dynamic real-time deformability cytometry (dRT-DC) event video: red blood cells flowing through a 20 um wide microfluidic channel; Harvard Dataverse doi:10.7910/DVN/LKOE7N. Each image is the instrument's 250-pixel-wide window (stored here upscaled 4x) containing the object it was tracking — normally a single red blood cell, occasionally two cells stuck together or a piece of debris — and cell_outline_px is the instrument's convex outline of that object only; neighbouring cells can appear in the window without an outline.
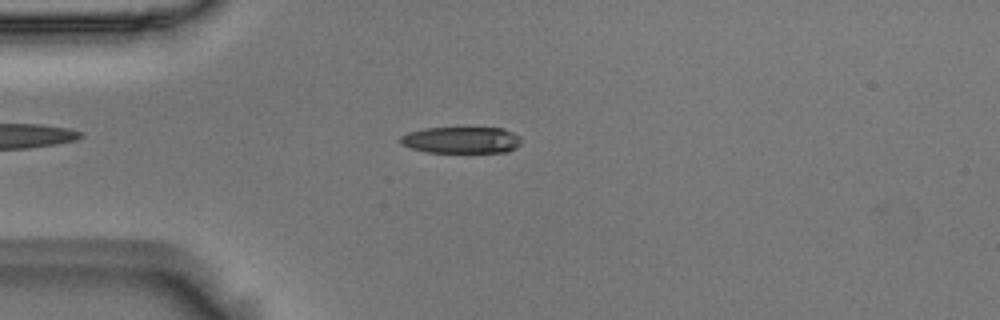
{"species": "Egyptian fruit bat (a non-hibernating species)", "species_latin": "Rousettus aegyptiacus", "temperature_condition": "room temperature", "stored_images_in_passage": 54, "camera_frame_rate_fps": 3000, "um_per_image_px": 0.085, "animal": {"sex": "male"}, "frame": {"image": 1, "passage_image": 13, "time_ms": 4.0, "image_size_px": [1000, 320], "cell_outline_px": [[520, 144], [516, 148], [508, 152], [428, 152], [412, 148], [400, 144], [396, 140], [400, 136], [408, 132], [424, 128], [504, 128], [512, 132], [520, 140]], "centroid_in_image_um": [39.16, 11.9], "position_along_channel_um": 45.8, "area_um2": 18.73}}
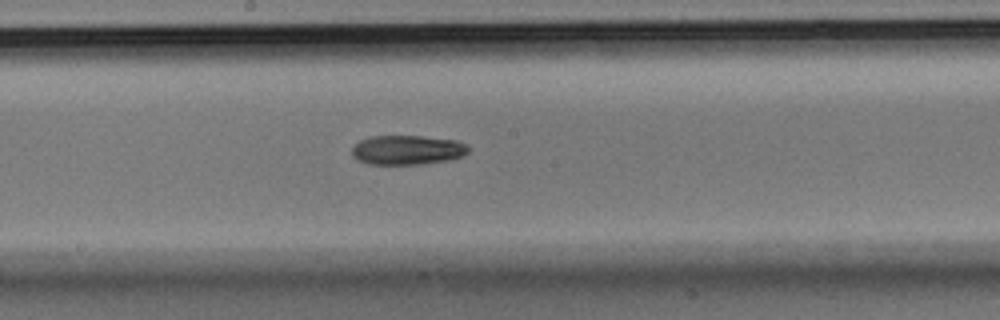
{"frame": {"image": 2, "passage_image": 28, "time_ms": 9.0, "image_size_px": [1000, 320], "cell_outline_px": [[468, 152], [460, 156], [448, 160], [420, 164], [368, 164], [352, 156], [352, 148], [360, 140], [368, 136], [420, 136], [456, 140], [468, 144]], "centroid_in_image_um": [34.61, 12.74], "position_along_channel_um": 213.6, "area_um2": 19.88}}
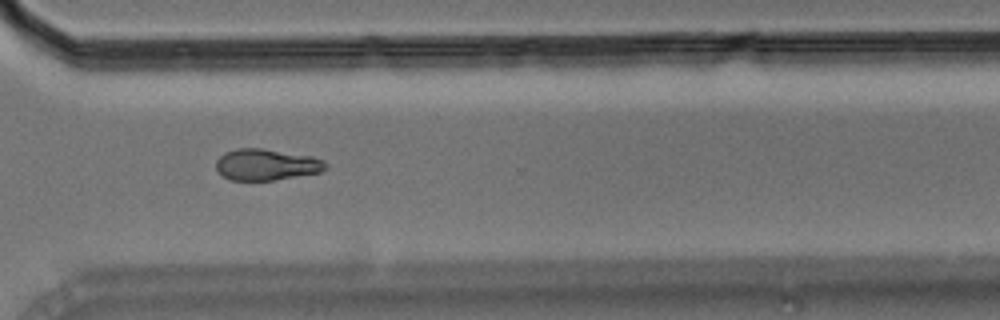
{"frame": {"image": 3, "passage_image": 39, "time_ms": 12.667, "image_size_px": [1000, 320], "cell_outline_px": [[328, 168], [320, 172], [272, 180], [232, 180], [224, 176], [216, 168], [216, 160], [224, 152], [240, 148], [260, 148], [312, 156], [324, 160], [328, 164]], "centroid_in_image_um": [22.66, 13.98], "position_along_channel_um": 347.9, "area_um2": 19.88}, "authors_computed_cell_mechanics": {"area_um2": 19.8832, "velocity_mm_per_s": 3.675, "shape_relaxation_time_tau1_ms": 4.2566, "shape_relaxation_time_tau2_ms": null, "deformation_change_tau1": 0.137, "deformation_change_tau2": null}}